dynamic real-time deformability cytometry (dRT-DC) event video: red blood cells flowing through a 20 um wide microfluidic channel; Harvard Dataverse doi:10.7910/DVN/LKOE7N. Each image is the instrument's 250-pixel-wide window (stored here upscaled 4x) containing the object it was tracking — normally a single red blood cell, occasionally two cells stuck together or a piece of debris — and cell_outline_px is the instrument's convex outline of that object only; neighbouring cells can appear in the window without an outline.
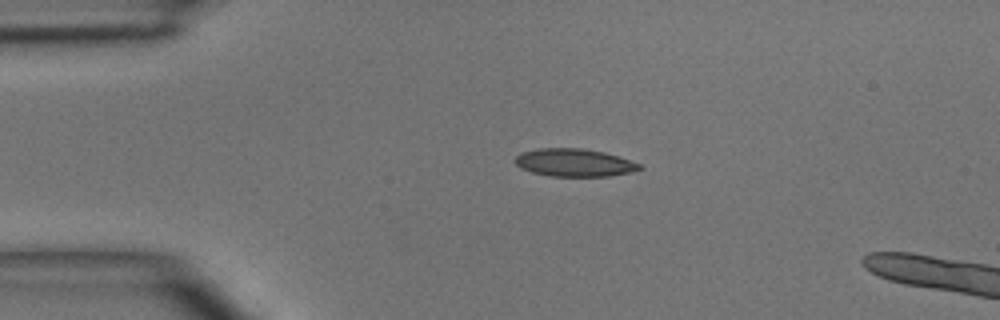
{"species": "common noctule bat (a hibernating species)", "species_latin": "Nyctalus noctula", "temperature_condition": "room temperature", "stored_images_in_passage": 3, "camera_frame_rate_fps": 3000, "um_per_image_px": 0.085, "animal": {"sex": "male", "body_mass_g": 15.6}, "frame": {"image": 1, "passage_image": 2, "time_ms": 1.0, "image_size_px": [1000, 320], "cell_outline_px": [[644, 168], [632, 172], [608, 176], [548, 176], [532, 172], [520, 168], [516, 164], [516, 156], [520, 152], [540, 148], [580, 148], [604, 152], [640, 164]], "centroid_in_image_um": [48.79, 13.83], "position_along_channel_um": 36.2, "area_um2": 20.06}}